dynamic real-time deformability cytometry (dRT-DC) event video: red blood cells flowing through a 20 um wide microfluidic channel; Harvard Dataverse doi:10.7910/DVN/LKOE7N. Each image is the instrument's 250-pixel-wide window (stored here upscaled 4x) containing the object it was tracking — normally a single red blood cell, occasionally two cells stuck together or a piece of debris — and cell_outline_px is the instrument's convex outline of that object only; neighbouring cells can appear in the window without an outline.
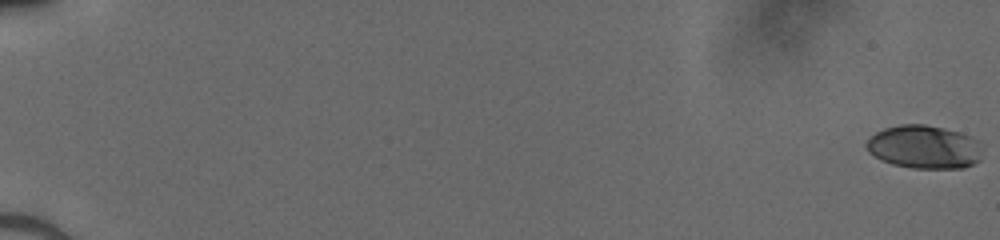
{"species": "human", "species_latin": "Homo sapiens", "temperature_condition": "cold", "stored_images_in_passage": 53, "camera_frame_rate_fps": 3000, "um_per_image_px": 0.085, "donor": {"sex": "male"}, "frame": {"image": 1, "passage_image": 1, "time_ms": 0.0, "image_size_px": [1000, 240], "cell_outline_px": [[980, 160], [964, 168], [912, 168], [892, 164], [880, 160], [868, 152], [864, 144], [876, 132], [884, 128], [900, 124], [924, 124], [944, 128], [960, 132], [972, 136], [980, 140]], "centroid_in_image_um": [78.55, 12.49], "position_along_channel_um": 6.4, "area_um2": 29.54}}
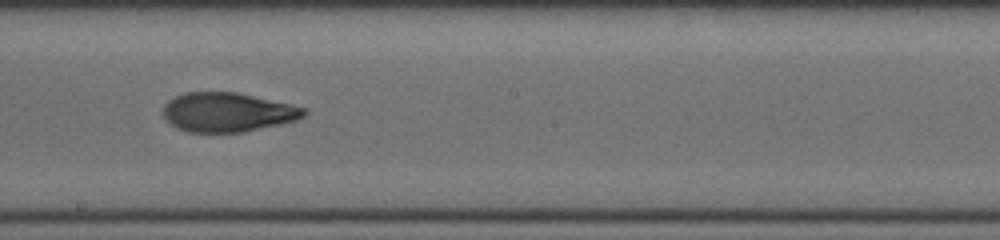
{"frame": {"image": 2, "passage_image": 33, "time_ms": 10.667, "image_size_px": [1000, 240], "cell_outline_px": [[308, 112], [304, 116], [296, 120], [280, 124], [244, 132], [188, 132], [176, 128], [164, 116], [164, 104], [168, 100], [176, 96], [188, 92], [236, 92], [288, 104], [304, 108]], "centroid_in_image_um": [19.33, 9.54], "position_along_channel_um": 228.9, "area_um2": 31.85}}
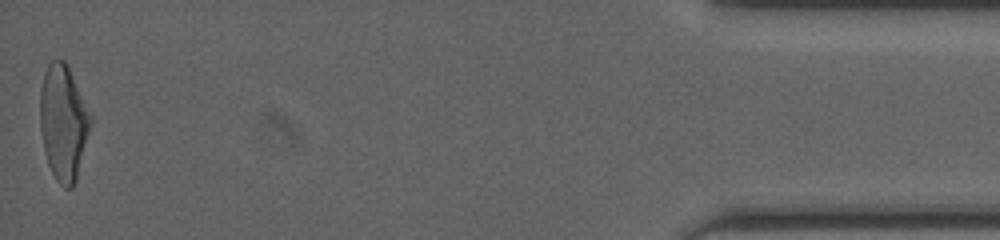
{"frame": {"image": 3, "passage_image": 53, "time_ms": 17.333, "image_size_px": [1000, 240], "cell_outline_px": [[92, 124], [76, 180], [72, 188], [64, 188], [56, 180], [48, 164], [44, 148], [40, 128], [40, 92], [44, 72], [48, 64], [52, 60], [64, 60], [68, 64], [92, 116]], "centroid_in_image_um": [5.4, 10.39], "position_along_channel_um": 429.8, "area_um2": 34.1}}